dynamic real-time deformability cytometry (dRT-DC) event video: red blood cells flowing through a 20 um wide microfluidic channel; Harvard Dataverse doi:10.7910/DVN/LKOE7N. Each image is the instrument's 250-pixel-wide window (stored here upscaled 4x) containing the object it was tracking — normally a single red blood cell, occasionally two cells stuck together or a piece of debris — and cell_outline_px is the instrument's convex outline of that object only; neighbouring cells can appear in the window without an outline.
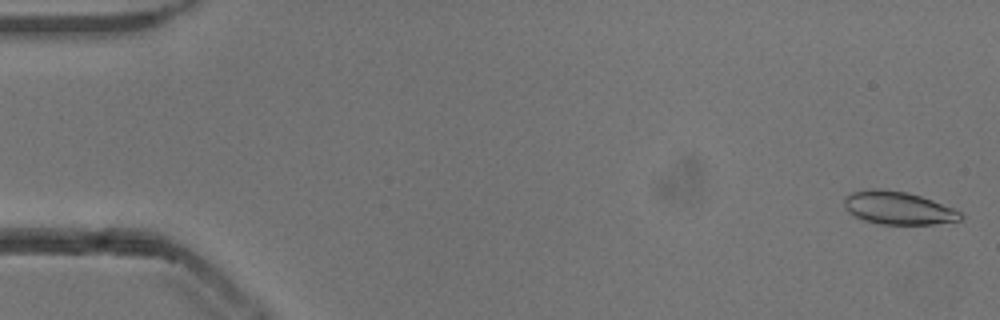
{"species": "common noctule bat (a hibernating species)", "species_latin": "Nyctalus noctula", "temperature_condition": "cold", "stored_images_in_passage": 54, "camera_frame_rate_fps": 3000, "um_per_image_px": 0.085, "animal": {"sex": "male", "body_mass_g": 13.3}, "frame": {"image": 1, "passage_image": 2, "time_ms": 0.333, "image_size_px": [1000, 320], "cell_outline_px": [[964, 216], [960, 220], [932, 224], [880, 224], [864, 220], [848, 212], [844, 208], [844, 196], [852, 192], [872, 188], [880, 188], [908, 192], [932, 200], [952, 208], [960, 212]], "centroid_in_image_um": [76.3, 17.67], "position_along_channel_um": 8.7, "area_um2": 22.31}}
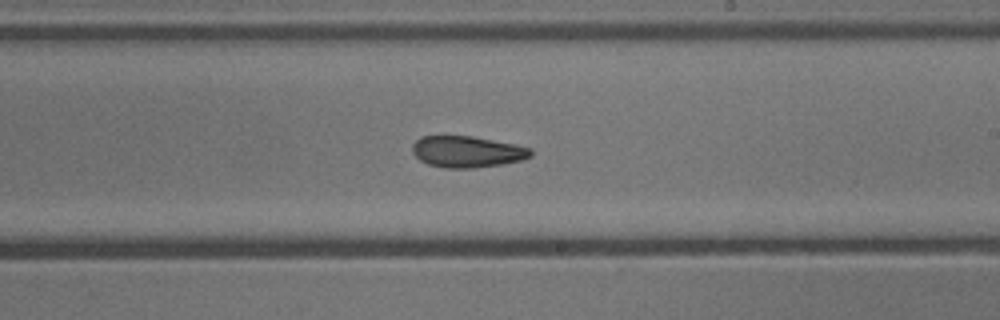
{"frame": {"image": 2, "passage_image": 32, "time_ms": 10.333, "image_size_px": [1000, 320], "cell_outline_px": [[532, 156], [520, 160], [504, 164], [472, 168], [444, 168], [428, 164], [420, 160], [412, 152], [412, 144], [420, 136], [472, 136], [516, 144], [532, 148]], "centroid_in_image_um": [39.71, 12.89], "position_along_channel_um": 249.3, "area_um2": 21.79}}
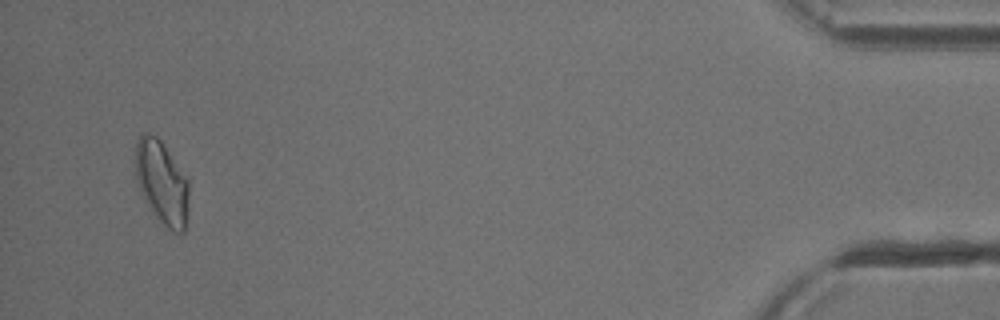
{"frame": {"image": 3, "passage_image": 52, "time_ms": 17.0, "image_size_px": [1000, 320], "cell_outline_px": [[188, 212], [184, 232], [172, 232], [148, 208], [140, 192], [136, 180], [136, 140], [140, 132], [148, 132], [156, 136], [160, 140], [188, 180]], "centroid_in_image_um": [13.73, 15.51], "position_along_channel_um": 421.5, "area_um2": 25.95}, "authors_computed_cell_mechanics": {"area_um2": 22.6865, "velocity_mm_per_s": 3.8293, "shape_relaxation_time_tau1_ms": 11.1373, "shape_relaxation_time_tau2_ms": 3.988, "deformation_change_tau1": 0.2088, "deformation_change_tau2": 0.1036}}